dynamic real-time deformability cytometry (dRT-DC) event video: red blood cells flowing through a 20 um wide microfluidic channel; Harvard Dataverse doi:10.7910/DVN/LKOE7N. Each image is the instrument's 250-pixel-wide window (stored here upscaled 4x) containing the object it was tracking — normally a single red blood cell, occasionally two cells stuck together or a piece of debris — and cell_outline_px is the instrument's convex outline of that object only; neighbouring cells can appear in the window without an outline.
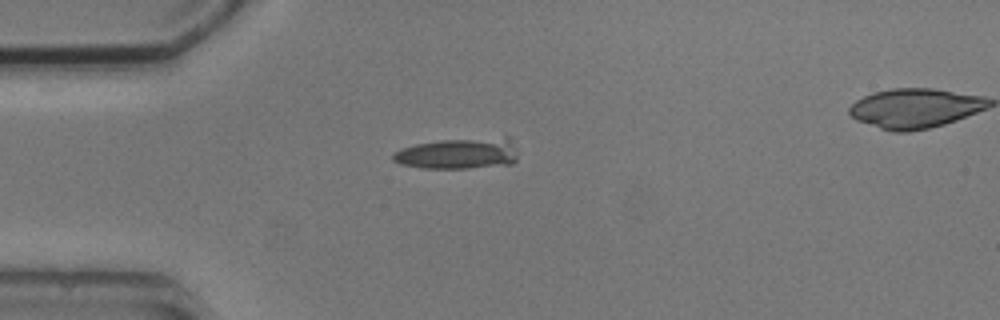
{"species": "common noctule bat (a hibernating species)", "species_latin": "Nyctalus noctula", "temperature_condition": "cold", "stored_images_in_passage": 5, "camera_frame_rate_fps": 3000, "um_per_image_px": 0.085, "animal": {"sex": "male", "body_mass_g": 20.5, "forearm_length_mm": 52.5}, "frame": {"image": 1, "passage_image": 1, "time_ms": 0.0, "image_size_px": [1000, 320], "cell_outline_px": [[516, 160], [512, 164], [468, 168], [424, 168], [400, 164], [392, 160], [392, 156], [400, 148], [416, 144], [440, 140], [504, 136], [508, 136], [516, 152]], "centroid_in_image_um": [38.97, 13.04], "position_along_channel_um": 46.0, "area_um2": 22.66}}